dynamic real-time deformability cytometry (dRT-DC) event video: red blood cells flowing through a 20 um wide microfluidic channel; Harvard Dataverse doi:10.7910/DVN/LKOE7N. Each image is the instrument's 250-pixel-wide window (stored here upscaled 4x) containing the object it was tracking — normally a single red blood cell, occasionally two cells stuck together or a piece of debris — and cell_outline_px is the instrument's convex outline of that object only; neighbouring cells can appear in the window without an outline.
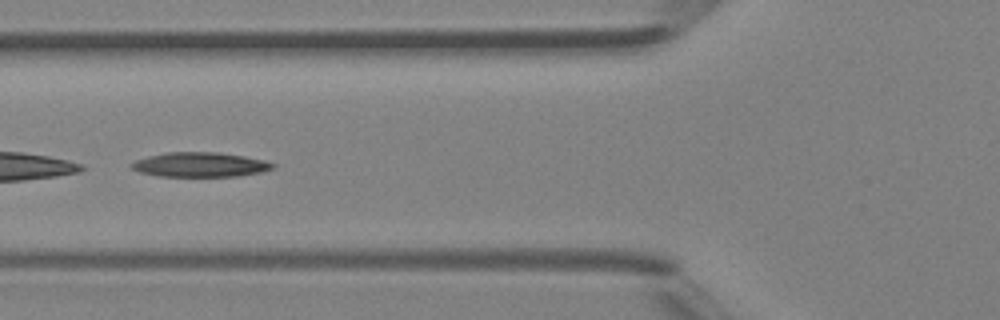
{"species": "Egyptian fruit bat (a non-hibernating species)", "species_latin": "Rousettus aegyptiacus", "temperature_condition": "room temperature", "stored_images_in_passage": 46, "segment_of_instrument_passage": [2, 2], "camera_frame_rate_fps": 3000, "um_per_image_px": 0.085, "animal": {"sex": "female"}, "frame": {"image": 1, "passage_image": 18, "time_ms": 5.667, "image_size_px": [1000, 320], "cell_outline_px": [[276, 168], [260, 172], [240, 176], [160, 176], [140, 172], [132, 168], [128, 164], [136, 160], [148, 156], [164, 152], [220, 152], [244, 156], [264, 160], [276, 164]], "centroid_in_image_um": [17.02, 13.99], "position_along_channel_um": 108.8, "area_um2": 20.35}}
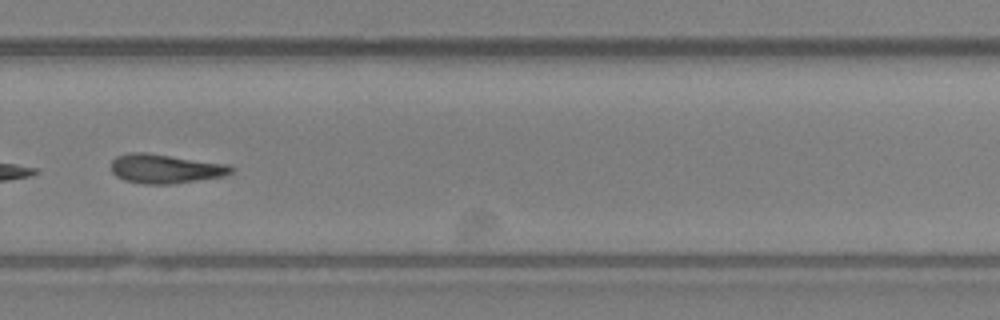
{"frame": {"image": 2, "passage_image": 32, "time_ms": 10.333, "image_size_px": [1000, 320], "cell_outline_px": [[236, 168], [232, 172], [224, 176], [168, 184], [144, 184], [124, 180], [116, 176], [112, 172], [112, 160], [116, 156], [128, 152], [144, 152], [232, 164]], "centroid_in_image_um": [14.08, 14.32], "position_along_channel_um": 315.7, "area_um2": 20.58}}